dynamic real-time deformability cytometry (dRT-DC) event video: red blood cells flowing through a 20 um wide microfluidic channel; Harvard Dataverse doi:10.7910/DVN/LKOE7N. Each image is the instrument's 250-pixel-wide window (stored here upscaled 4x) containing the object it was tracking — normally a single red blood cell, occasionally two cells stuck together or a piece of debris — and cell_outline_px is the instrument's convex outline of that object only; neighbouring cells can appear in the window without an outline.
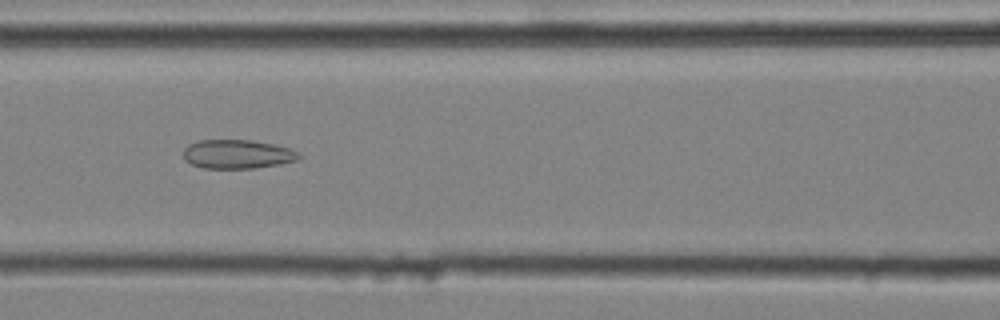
{"species": "common noctule bat (a hibernating species)", "species_latin": "Nyctalus noctula", "temperature_condition": "cold", "stored_images_in_passage": 45, "camera_frame_rate_fps": 3000, "um_per_image_px": 0.085, "animal": {"sex": "male", "body_mass_g": 20.4}, "frame": {"image": 1, "passage_image": 21, "time_ms": 6.667, "image_size_px": [1000, 320], "cell_outline_px": [[300, 156], [296, 160], [280, 164], [256, 168], [204, 168], [192, 164], [184, 160], [184, 148], [188, 144], [200, 140], [252, 140], [272, 144], [288, 148], [300, 152]], "centroid_in_image_um": [20.16, 13.1], "position_along_channel_um": 146.4, "area_um2": 19.42}}
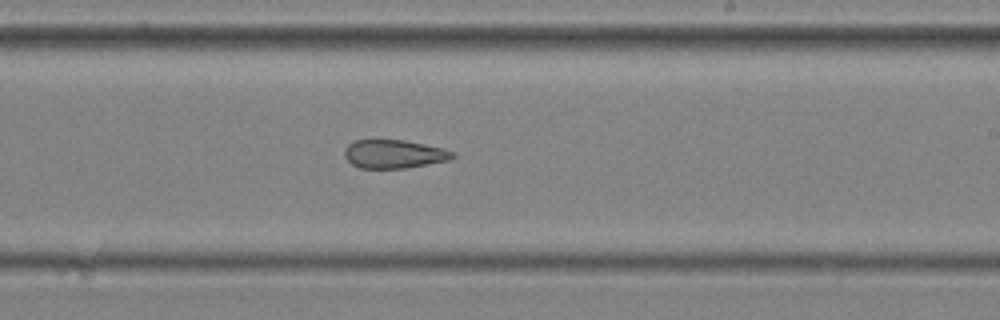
{"frame": {"image": 2, "passage_image": 29, "time_ms": 9.333, "image_size_px": [1000, 320], "cell_outline_px": [[456, 156], [448, 160], [404, 168], [360, 168], [352, 164], [344, 156], [344, 148], [348, 144], [356, 140], [404, 140], [444, 148], [456, 152]], "centroid_in_image_um": [33.49, 13.08], "position_along_channel_um": 255.5, "area_um2": 17.92}}
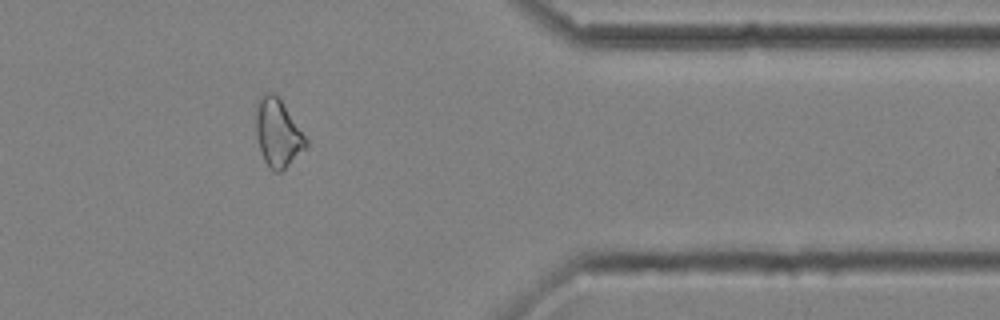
{"frame": {"image": 3, "passage_image": 40, "time_ms": 13.0, "image_size_px": [1000, 320], "cell_outline_px": [[308, 144], [280, 172], [272, 172], [268, 168], [264, 160], [256, 136], [256, 100], [264, 92], [272, 92], [280, 100], [308, 140]], "centroid_in_image_um": [23.57, 11.29], "position_along_channel_um": 387.8, "area_um2": 19.42}, "authors_computed_cell_mechanics": {"area_um2": 20.5768, "velocity_mm_per_s": 4.0993, "shape_relaxation_time_tau1_ms": null, "shape_relaxation_time_tau2_ms": 3.1366, "deformation_change_tau1": null, "deformation_change_tau2": 0.1294}}